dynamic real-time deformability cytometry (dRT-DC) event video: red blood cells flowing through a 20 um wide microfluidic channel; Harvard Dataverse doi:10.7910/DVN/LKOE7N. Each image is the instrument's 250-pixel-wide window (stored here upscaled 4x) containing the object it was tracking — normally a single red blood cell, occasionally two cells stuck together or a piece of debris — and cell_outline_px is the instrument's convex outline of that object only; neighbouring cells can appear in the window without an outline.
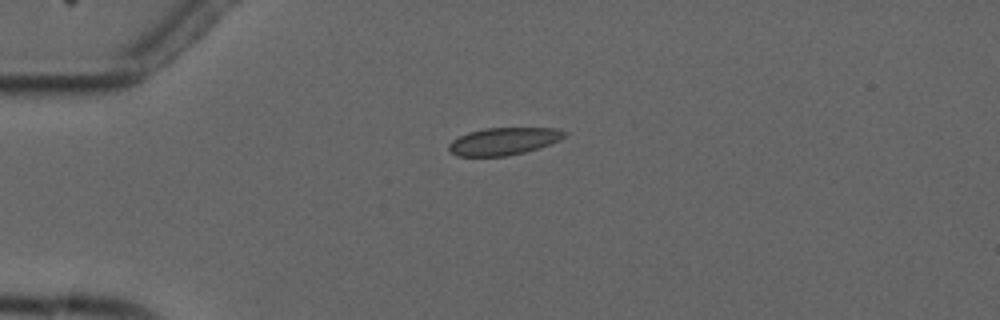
{"species": "common noctule bat (a hibernating species)", "species_latin": "Nyctalus noctula", "temperature_condition": "cold", "stored_images_in_passage": 7, "camera_frame_rate_fps": 3000, "um_per_image_px": 0.085, "animal": {"sex": "male", "forearm_length_mm": 52.5}, "frame": {"image": 1, "passage_image": 1, "time_ms": 0.0, "image_size_px": [1000, 320], "cell_outline_px": [[568, 132], [560, 140], [524, 152], [504, 156], [456, 156], [448, 148], [448, 144], [452, 140], [468, 132], [484, 128], [556, 128]], "centroid_in_image_um": [42.79, 12.0], "position_along_channel_um": 42.2, "area_um2": 18.26}}
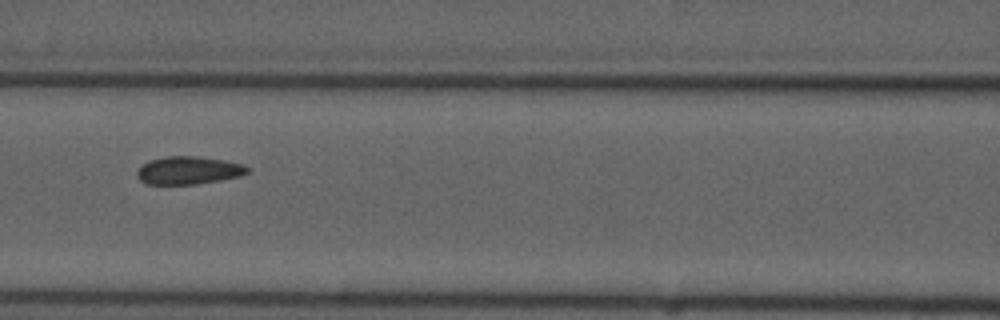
{"frame": {"image": 2, "passage_image": 4, "time_ms": 3.667, "image_size_px": [1000, 320], "cell_outline_px": [[248, 172], [240, 176], [220, 180], [196, 184], [144, 184], [136, 176], [136, 172], [148, 160], [168, 156], [196, 156], [224, 160], [244, 164], [248, 168]], "centroid_in_image_um": [16.01, 14.48], "position_along_channel_um": 150.6, "area_um2": 17.92}}
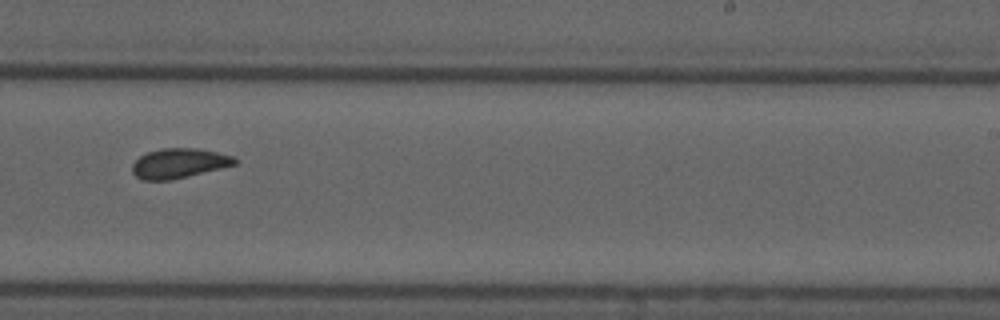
{"frame": {"image": 3, "passage_image": 7, "time_ms": 7.0, "image_size_px": [1000, 320], "cell_outline_px": [[236, 164], [172, 180], [140, 180], [132, 172], [132, 164], [140, 156], [148, 152], [160, 148], [196, 148], [216, 152], [232, 156], [236, 160]], "centroid_in_image_um": [15.16, 13.88], "position_along_channel_um": 273.8, "area_um2": 17.63}}